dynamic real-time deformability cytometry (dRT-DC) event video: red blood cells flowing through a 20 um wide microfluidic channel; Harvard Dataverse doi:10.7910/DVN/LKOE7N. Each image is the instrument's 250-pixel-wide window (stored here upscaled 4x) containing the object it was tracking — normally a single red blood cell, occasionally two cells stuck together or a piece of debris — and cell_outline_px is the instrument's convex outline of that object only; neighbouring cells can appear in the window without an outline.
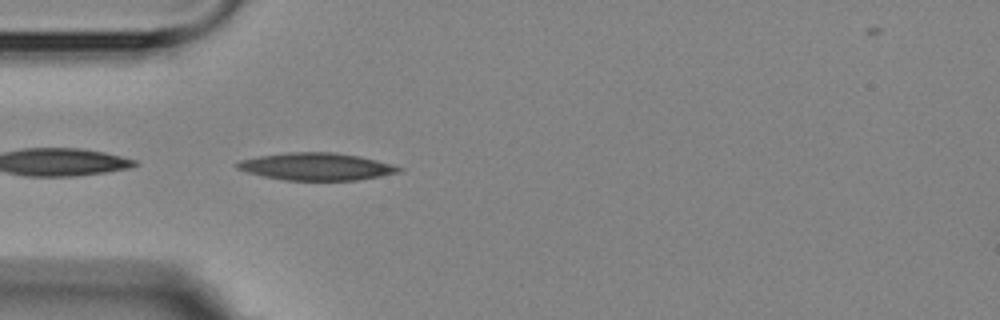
{"species": "Egyptian fruit bat (a non-hibernating species)", "species_latin": "Rousettus aegyptiacus", "temperature_condition": "room temperature", "stored_images_in_passage": 4, "camera_frame_rate_fps": 3000, "um_per_image_px": 0.085, "animal": {"sex": "female"}, "frame": {"image": 1, "passage_image": 4, "time_ms": 3.667, "image_size_px": [1000, 320], "cell_outline_px": [[404, 168], [400, 172], [380, 176], [356, 180], [284, 180], [264, 176], [248, 172], [236, 168], [236, 164], [240, 160], [260, 156], [288, 152], [332, 152], [360, 156], [392, 164]], "centroid_in_image_um": [26.91, 14.15], "position_along_channel_um": 58.1, "area_um2": 25.61}}